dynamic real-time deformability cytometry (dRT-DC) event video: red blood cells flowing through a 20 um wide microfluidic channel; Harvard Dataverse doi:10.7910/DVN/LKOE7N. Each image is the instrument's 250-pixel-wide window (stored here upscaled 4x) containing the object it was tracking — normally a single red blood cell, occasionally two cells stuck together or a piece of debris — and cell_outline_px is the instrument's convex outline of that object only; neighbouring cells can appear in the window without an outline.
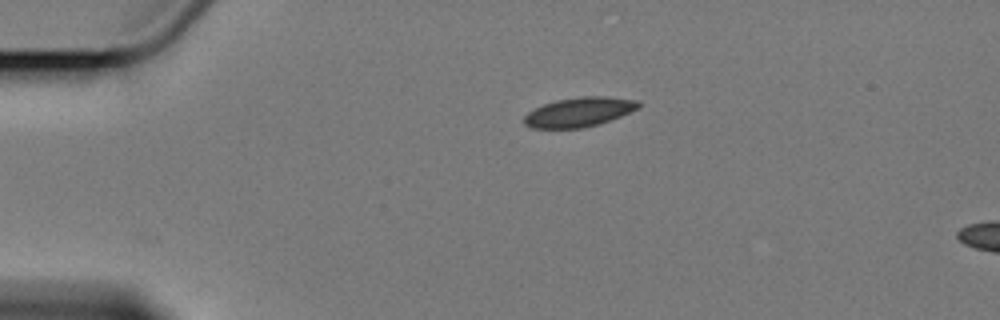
{"species": "Egyptian fruit bat (a non-hibernating species)", "species_latin": "Rousettus aegyptiacus", "temperature_condition": "cold", "stored_images_in_passage": 4, "camera_frame_rate_fps": 3000, "um_per_image_px": 0.085, "animal": {"sex": "female"}, "frame": {"image": 1, "passage_image": 1, "time_ms": 0.0, "image_size_px": [1000, 320], "cell_outline_px": [[640, 108], [600, 124], [584, 128], [532, 128], [524, 124], [524, 116], [528, 112], [544, 104], [556, 100], [580, 96], [608, 96], [636, 100], [640, 104]], "centroid_in_image_um": [49.24, 9.52], "position_along_channel_um": 35.8, "area_um2": 19.65}}